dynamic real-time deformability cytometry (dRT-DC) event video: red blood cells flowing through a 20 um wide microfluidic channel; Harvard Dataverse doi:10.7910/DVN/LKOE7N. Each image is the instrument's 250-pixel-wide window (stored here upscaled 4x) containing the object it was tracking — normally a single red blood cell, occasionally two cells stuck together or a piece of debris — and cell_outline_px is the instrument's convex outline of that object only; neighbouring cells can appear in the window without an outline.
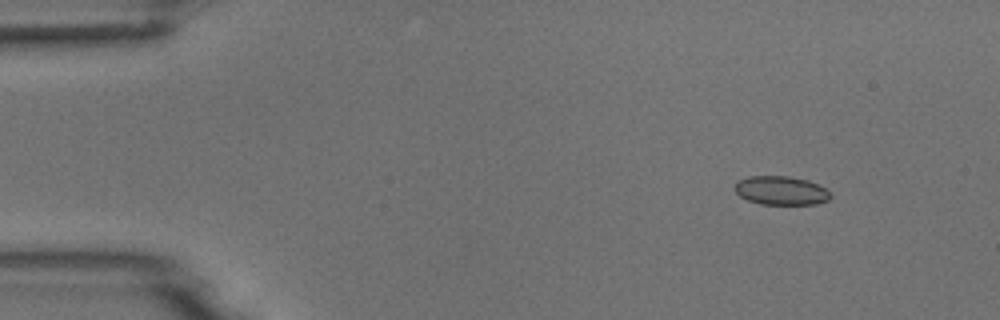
{"species": "common noctule bat (a hibernating species)", "species_latin": "Nyctalus noctula", "temperature_condition": "room temperature", "stored_images_in_passage": 4, "camera_frame_rate_fps": 3000, "um_per_image_px": 0.085, "animal": {"sex": "male", "body_mass_g": 18.8}, "frame": {"image": 1, "passage_image": 2, "time_ms": 1.333, "image_size_px": [1000, 320], "cell_outline_px": [[832, 196], [828, 200], [816, 204], [760, 204], [748, 200], [740, 196], [736, 192], [736, 184], [740, 180], [748, 176], [788, 176], [808, 180], [824, 188]], "centroid_in_image_um": [66.39, 16.2], "position_along_channel_um": 18.6, "area_um2": 15.84}}
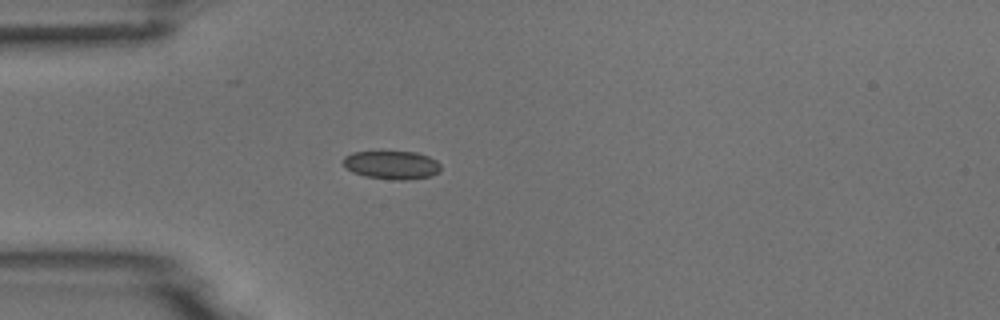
{"frame": {"image": 2, "passage_image": 4, "time_ms": 4.333, "image_size_px": [1000, 320], "cell_outline_px": [[440, 172], [432, 176], [408, 180], [396, 180], [364, 176], [352, 172], [344, 164], [344, 156], [352, 152], [416, 152], [428, 156], [436, 160], [440, 164]], "centroid_in_image_um": [33.33, 14.03], "position_along_channel_um": 51.7, "area_um2": 16.13}}